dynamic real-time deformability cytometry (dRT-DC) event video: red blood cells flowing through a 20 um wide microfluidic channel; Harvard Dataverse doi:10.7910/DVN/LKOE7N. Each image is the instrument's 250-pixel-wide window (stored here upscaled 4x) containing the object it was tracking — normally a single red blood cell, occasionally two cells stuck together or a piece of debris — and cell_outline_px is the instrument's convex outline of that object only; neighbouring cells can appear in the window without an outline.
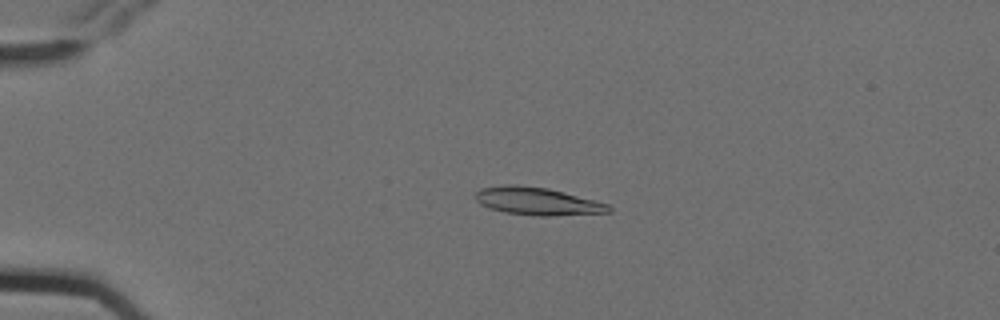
{"species": "Egyptian fruit bat (a non-hibernating species)", "species_latin": "Rousettus aegyptiacus", "temperature_condition": "cold", "stored_images_in_passage": 4, "camera_frame_rate_fps": 3000, "um_per_image_px": 0.085, "animal": {"sex": "female"}, "frame": {"image": 1, "passage_image": 3, "time_ms": 0.667, "image_size_px": [1000, 320], "cell_outline_px": [[612, 212], [552, 216], [536, 216], [504, 212], [488, 208], [480, 204], [472, 196], [480, 188], [504, 184], [516, 184], [548, 188], [564, 192], [608, 204], [612, 208]], "centroid_in_image_um": [45.62, 17.1], "position_along_channel_um": 39.4, "area_um2": 21.79}}